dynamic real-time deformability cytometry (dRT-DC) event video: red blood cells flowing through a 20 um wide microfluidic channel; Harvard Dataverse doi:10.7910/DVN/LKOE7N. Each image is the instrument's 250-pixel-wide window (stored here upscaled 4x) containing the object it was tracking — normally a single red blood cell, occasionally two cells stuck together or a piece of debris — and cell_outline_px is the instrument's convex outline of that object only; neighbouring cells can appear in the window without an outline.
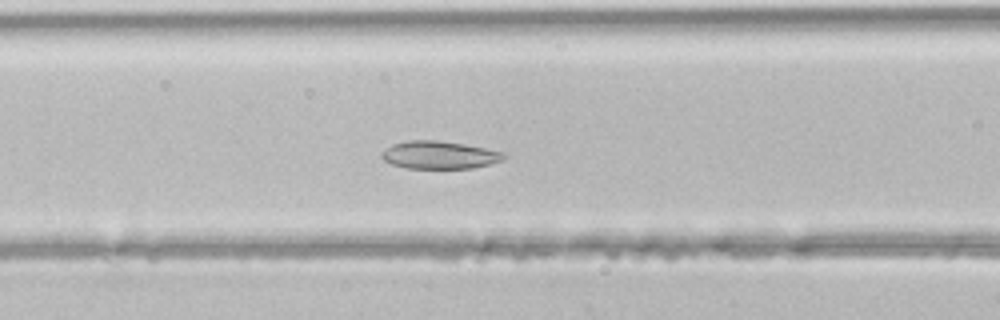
{"species": "common noctule bat (a hibernating species)", "species_latin": "Nyctalus noctula", "temperature_condition": "room temperature", "stored_images_in_passage": 37, "camera_frame_rate_fps": 3000, "um_per_image_px": 0.085, "animal": {"sex": "male", "body_mass_g": 21.5, "forearm_length_mm": 52.0}, "frame": {"image": 1, "passage_image": 11, "time_ms": 3.333, "image_size_px": [1000, 320], "cell_outline_px": [[504, 160], [472, 168], [408, 168], [392, 164], [384, 160], [380, 156], [392, 144], [408, 140], [436, 140], [464, 144], [504, 152]], "centroid_in_image_um": [37.35, 13.17], "position_along_channel_um": 129.3, "area_um2": 19.48}}
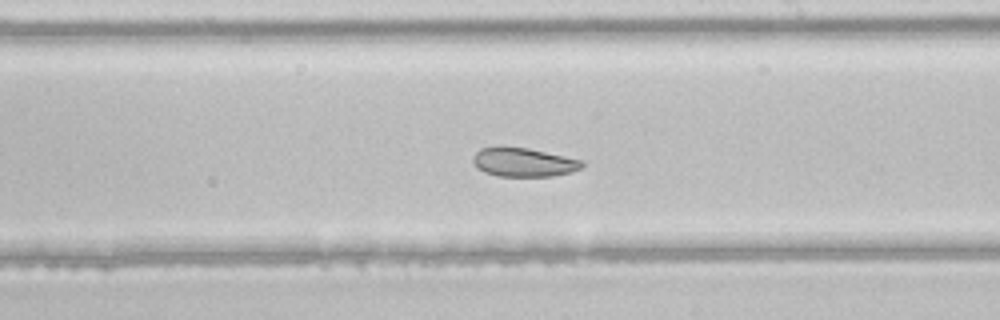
{"frame": {"image": 2, "passage_image": 19, "time_ms": 6.0, "image_size_px": [1000, 320], "cell_outline_px": [[584, 164], [580, 168], [572, 172], [552, 176], [496, 176], [484, 172], [476, 168], [472, 160], [472, 156], [480, 148], [500, 144], [528, 148], [584, 160]], "centroid_in_image_um": [44.45, 13.76], "position_along_channel_um": 244.6, "area_um2": 18.9}}
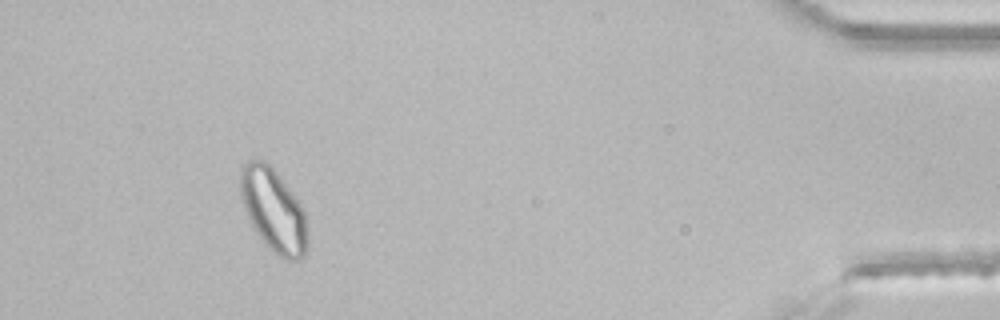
{"frame": {"image": 3, "passage_image": 35, "time_ms": 11.333, "image_size_px": [1000, 320], "cell_outline_px": [[308, 248], [304, 256], [296, 260], [284, 260], [268, 248], [256, 232], [244, 208], [240, 196], [240, 172], [244, 164], [248, 160], [264, 160], [272, 168], [304, 208], [308, 228]], "centroid_in_image_um": [23.27, 17.91], "position_along_channel_um": 411.9, "area_um2": 32.54}}